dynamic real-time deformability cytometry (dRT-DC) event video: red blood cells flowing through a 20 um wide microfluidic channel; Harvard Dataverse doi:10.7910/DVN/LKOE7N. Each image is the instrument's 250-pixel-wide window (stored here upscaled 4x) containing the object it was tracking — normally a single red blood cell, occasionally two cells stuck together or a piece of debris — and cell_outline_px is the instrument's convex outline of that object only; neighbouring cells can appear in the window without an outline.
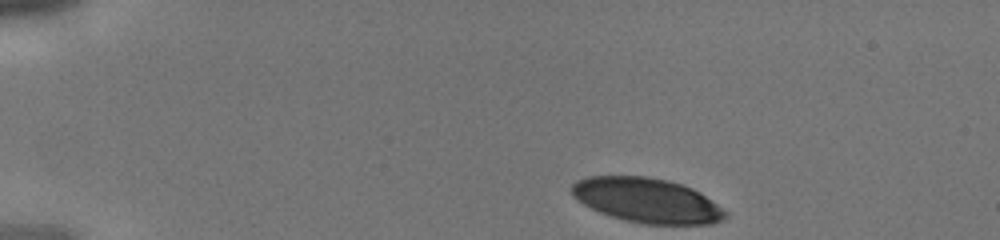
{"species": "human", "species_latin": "Homo sapiens", "temperature_condition": "cold", "stored_images_in_passage": 31, "camera_frame_rate_fps": 3000, "um_per_image_px": 0.085, "donor": {"sex": "male"}, "frame": {"image": 1, "passage_image": 1, "time_ms": 0.0, "image_size_px": [1000, 240], "cell_outline_px": [[728, 216], [724, 220], [712, 224], [644, 224], [624, 220], [600, 212], [584, 204], [572, 196], [572, 184], [576, 180], [588, 176], [648, 176], [668, 180], [692, 188], [700, 192], [728, 212]], "centroid_in_image_um": [55.01, 17.03], "position_along_channel_um": 30.0, "area_um2": 40.06}}
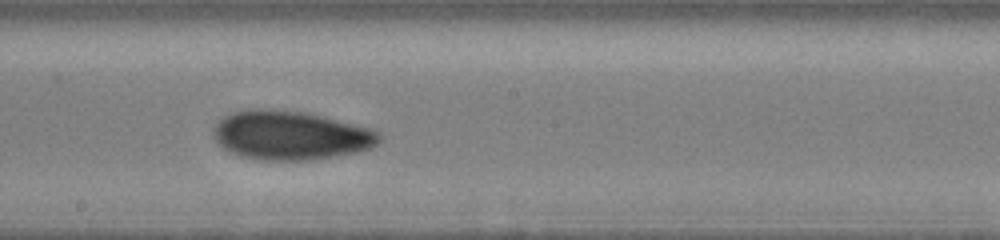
{"frame": {"image": 2, "passage_image": 18, "time_ms": 5.667, "image_size_px": [1000, 240], "cell_outline_px": [[380, 140], [372, 148], [360, 152], [308, 160], [256, 160], [240, 156], [216, 144], [212, 136], [212, 132], [216, 124], [224, 116], [232, 112], [252, 108], [260, 108], [308, 112], [368, 128], [380, 132]], "centroid_in_image_um": [24.65, 11.5], "position_along_channel_um": 223.5, "area_um2": 47.57}}
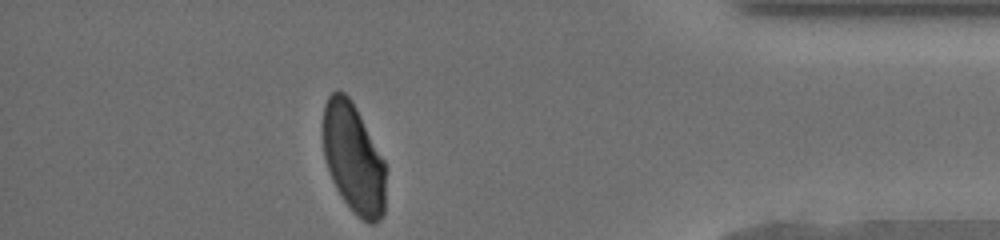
{"frame": {"image": 3, "passage_image": 31, "time_ms": 10.0, "image_size_px": [1000, 240], "cell_outline_px": [[384, 212], [380, 220], [372, 224], [368, 224], [356, 216], [344, 200], [336, 188], [332, 180], [324, 156], [324, 104], [328, 96], [332, 92], [344, 92], [348, 96], [356, 108], [384, 160]], "centroid_in_image_um": [30.04, 13.49], "position_along_channel_um": 405.2, "area_um2": 39.59}}